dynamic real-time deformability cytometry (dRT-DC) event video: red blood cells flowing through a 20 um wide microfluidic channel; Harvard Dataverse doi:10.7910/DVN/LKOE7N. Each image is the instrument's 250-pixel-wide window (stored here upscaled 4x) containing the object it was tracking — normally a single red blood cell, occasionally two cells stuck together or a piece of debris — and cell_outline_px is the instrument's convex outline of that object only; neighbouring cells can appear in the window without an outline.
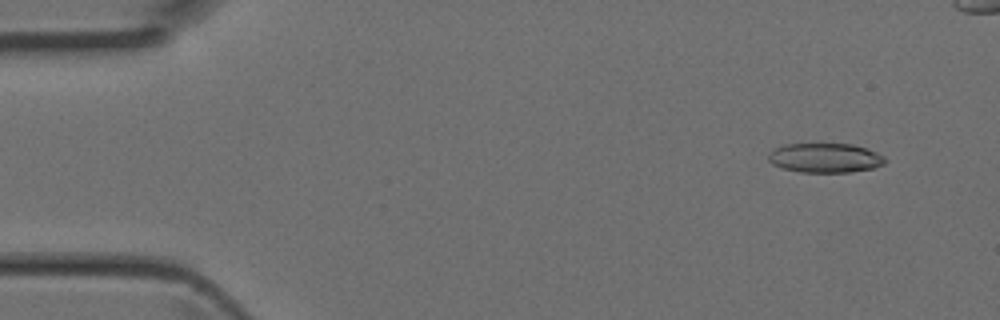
{"species": "Egyptian fruit bat (a non-hibernating species)", "species_latin": "Rousettus aegyptiacus", "temperature_condition": "room temperature", "stored_images_in_passage": 4, "camera_frame_rate_fps": 3000, "um_per_image_px": 0.085, "animal": {"sex": "female"}, "frame": {"image": 1, "passage_image": 1, "time_ms": 0.0, "image_size_px": [1000, 320], "cell_outline_px": [[888, 160], [884, 164], [872, 168], [848, 172], [800, 172], [784, 168], [772, 164], [768, 160], [768, 156], [776, 148], [784, 144], [852, 144], [868, 148], [884, 156]], "centroid_in_image_um": [70.17, 13.42], "position_along_channel_um": 14.8, "area_um2": 19.94}}